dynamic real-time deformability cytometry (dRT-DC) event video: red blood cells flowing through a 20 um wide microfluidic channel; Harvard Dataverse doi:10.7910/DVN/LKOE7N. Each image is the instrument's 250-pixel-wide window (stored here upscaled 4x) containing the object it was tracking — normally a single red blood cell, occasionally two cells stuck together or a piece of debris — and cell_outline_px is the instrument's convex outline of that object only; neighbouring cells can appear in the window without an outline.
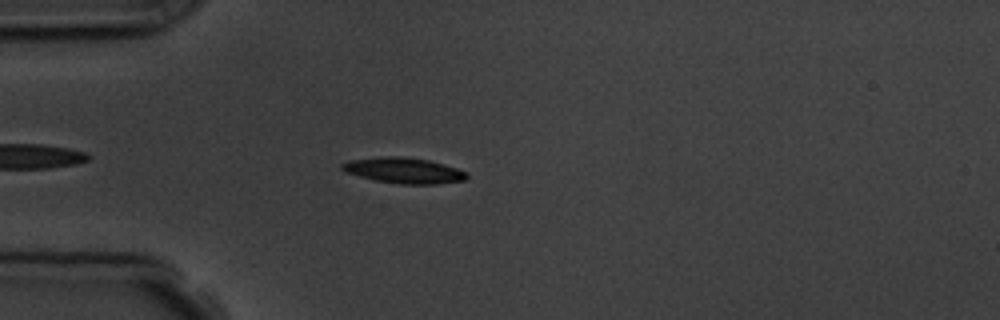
{"species": "common noctule bat (a hibernating species)", "species_latin": "Nyctalus noctula", "temperature_condition": "room temperature", "stored_images_in_passage": 5, "camera_frame_rate_fps": 3000, "um_per_image_px": 0.085, "animal": {"sex": "male", "body_mass_g": 19.5, "forearm_length_mm": 54.6}, "frame": {"image": 1, "passage_image": 4, "time_ms": 4.333, "image_size_px": [1000, 320], "cell_outline_px": [[468, 176], [464, 180], [436, 184], [400, 184], [376, 180], [344, 172], [340, 168], [340, 164], [348, 160], [384, 156], [400, 156], [428, 160], [456, 168], [468, 172]], "centroid_in_image_um": [34.29, 14.48], "position_along_channel_um": 50.7, "area_um2": 18.61}}